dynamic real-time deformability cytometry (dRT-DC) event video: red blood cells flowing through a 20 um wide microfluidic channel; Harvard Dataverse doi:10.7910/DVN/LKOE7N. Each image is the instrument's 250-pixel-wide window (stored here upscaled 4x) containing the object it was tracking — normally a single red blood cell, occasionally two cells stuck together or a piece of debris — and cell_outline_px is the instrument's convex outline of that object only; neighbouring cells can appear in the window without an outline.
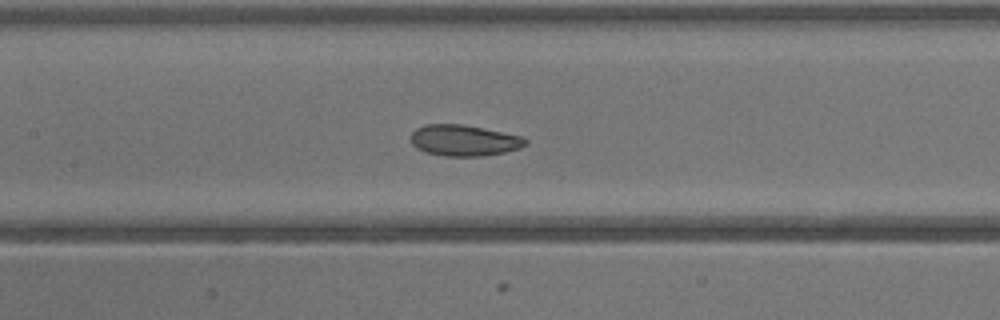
{"species": "common noctule bat (a hibernating species)", "species_latin": "Nyctalus noctula", "temperature_condition": "warm", "stored_images_in_passage": 35, "camera_frame_rate_fps": 3000, "um_per_image_px": 0.085, "animal": {"sex": "male", "body_mass_g": 13.3}, "frame": {"image": 1, "passage_image": 20, "time_ms": 6.333, "image_size_px": [1000, 320], "cell_outline_px": [[528, 144], [520, 148], [504, 152], [480, 156], [444, 156], [428, 152], [416, 148], [412, 144], [412, 132], [416, 128], [424, 124], [464, 124], [484, 128], [520, 136], [528, 140]], "centroid_in_image_um": [39.44, 11.93], "position_along_channel_um": 168.0, "area_um2": 20.69}}
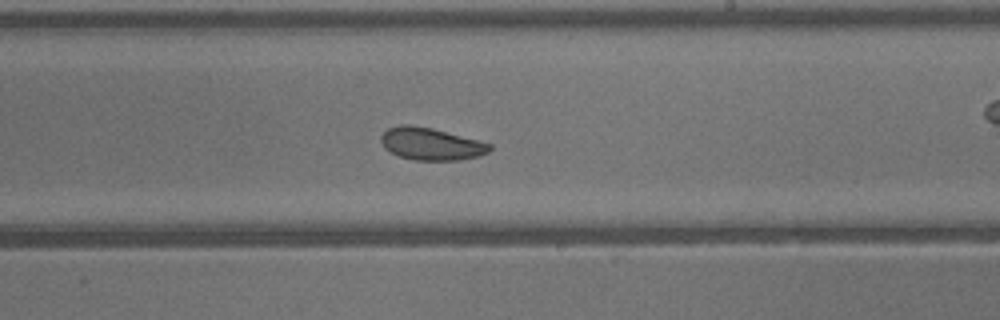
{"frame": {"image": 2, "passage_image": 25, "time_ms": 8.0, "image_size_px": [1000, 320], "cell_outline_px": [[492, 148], [488, 152], [480, 156], [460, 160], [412, 160], [400, 156], [384, 148], [380, 140], [380, 136], [388, 128], [400, 124], [408, 124], [432, 128], [492, 144]], "centroid_in_image_um": [36.63, 12.23], "position_along_channel_um": 252.4, "area_um2": 20.46}}